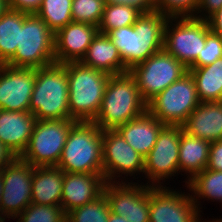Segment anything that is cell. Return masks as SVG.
<instances>
[{
	"mask_svg": "<svg viewBox=\"0 0 222 222\" xmlns=\"http://www.w3.org/2000/svg\"><path fill=\"white\" fill-rule=\"evenodd\" d=\"M168 18L158 11L143 13L133 25L111 30L107 34L118 48L128 71L163 50L164 29Z\"/></svg>",
	"mask_w": 222,
	"mask_h": 222,
	"instance_id": "6da1fadb",
	"label": "cell"
},
{
	"mask_svg": "<svg viewBox=\"0 0 222 222\" xmlns=\"http://www.w3.org/2000/svg\"><path fill=\"white\" fill-rule=\"evenodd\" d=\"M146 110L147 103L141 98L136 79L128 71L110 76L100 110L93 121L102 130L116 129Z\"/></svg>",
	"mask_w": 222,
	"mask_h": 222,
	"instance_id": "7a4b0ae2",
	"label": "cell"
},
{
	"mask_svg": "<svg viewBox=\"0 0 222 222\" xmlns=\"http://www.w3.org/2000/svg\"><path fill=\"white\" fill-rule=\"evenodd\" d=\"M103 130L94 121L71 127L57 167L70 173H103Z\"/></svg>",
	"mask_w": 222,
	"mask_h": 222,
	"instance_id": "3957f363",
	"label": "cell"
},
{
	"mask_svg": "<svg viewBox=\"0 0 222 222\" xmlns=\"http://www.w3.org/2000/svg\"><path fill=\"white\" fill-rule=\"evenodd\" d=\"M66 63L36 69L29 112L36 120L72 119L69 113Z\"/></svg>",
	"mask_w": 222,
	"mask_h": 222,
	"instance_id": "277c9868",
	"label": "cell"
},
{
	"mask_svg": "<svg viewBox=\"0 0 222 222\" xmlns=\"http://www.w3.org/2000/svg\"><path fill=\"white\" fill-rule=\"evenodd\" d=\"M66 70L70 117L76 121H93L100 110L111 75L81 62H67Z\"/></svg>",
	"mask_w": 222,
	"mask_h": 222,
	"instance_id": "5b68a950",
	"label": "cell"
},
{
	"mask_svg": "<svg viewBox=\"0 0 222 222\" xmlns=\"http://www.w3.org/2000/svg\"><path fill=\"white\" fill-rule=\"evenodd\" d=\"M55 33L36 14H28L20 28L15 55L6 63L12 67L42 68L55 63Z\"/></svg>",
	"mask_w": 222,
	"mask_h": 222,
	"instance_id": "8992f818",
	"label": "cell"
},
{
	"mask_svg": "<svg viewBox=\"0 0 222 222\" xmlns=\"http://www.w3.org/2000/svg\"><path fill=\"white\" fill-rule=\"evenodd\" d=\"M76 120H36L26 149L19 157L34 167L57 166Z\"/></svg>",
	"mask_w": 222,
	"mask_h": 222,
	"instance_id": "52a82bcc",
	"label": "cell"
},
{
	"mask_svg": "<svg viewBox=\"0 0 222 222\" xmlns=\"http://www.w3.org/2000/svg\"><path fill=\"white\" fill-rule=\"evenodd\" d=\"M201 103L188 72L147 103V110L164 125L182 126Z\"/></svg>",
	"mask_w": 222,
	"mask_h": 222,
	"instance_id": "ba28073f",
	"label": "cell"
},
{
	"mask_svg": "<svg viewBox=\"0 0 222 222\" xmlns=\"http://www.w3.org/2000/svg\"><path fill=\"white\" fill-rule=\"evenodd\" d=\"M210 32L207 20L169 17L164 29L163 49L188 68L204 48Z\"/></svg>",
	"mask_w": 222,
	"mask_h": 222,
	"instance_id": "9c48e42d",
	"label": "cell"
},
{
	"mask_svg": "<svg viewBox=\"0 0 222 222\" xmlns=\"http://www.w3.org/2000/svg\"><path fill=\"white\" fill-rule=\"evenodd\" d=\"M129 72L136 79L141 98L148 103L188 73V68L163 49L135 65Z\"/></svg>",
	"mask_w": 222,
	"mask_h": 222,
	"instance_id": "30bf717a",
	"label": "cell"
},
{
	"mask_svg": "<svg viewBox=\"0 0 222 222\" xmlns=\"http://www.w3.org/2000/svg\"><path fill=\"white\" fill-rule=\"evenodd\" d=\"M181 134L180 125H164L161 128L152 150L144 158L143 174L149 180L147 185L162 186L164 180L175 176L176 173L178 175Z\"/></svg>",
	"mask_w": 222,
	"mask_h": 222,
	"instance_id": "8fae6325",
	"label": "cell"
},
{
	"mask_svg": "<svg viewBox=\"0 0 222 222\" xmlns=\"http://www.w3.org/2000/svg\"><path fill=\"white\" fill-rule=\"evenodd\" d=\"M103 176L106 182H120L117 178L140 175L144 170V158L135 151L116 129L103 130ZM121 173V174H120ZM118 176H117V175Z\"/></svg>",
	"mask_w": 222,
	"mask_h": 222,
	"instance_id": "7c38bea8",
	"label": "cell"
},
{
	"mask_svg": "<svg viewBox=\"0 0 222 222\" xmlns=\"http://www.w3.org/2000/svg\"><path fill=\"white\" fill-rule=\"evenodd\" d=\"M127 183L124 180L106 182L103 193L108 201L110 212L125 217L129 222H149L152 185Z\"/></svg>",
	"mask_w": 222,
	"mask_h": 222,
	"instance_id": "4fadbf2b",
	"label": "cell"
},
{
	"mask_svg": "<svg viewBox=\"0 0 222 222\" xmlns=\"http://www.w3.org/2000/svg\"><path fill=\"white\" fill-rule=\"evenodd\" d=\"M33 170L34 166L19 157L2 169L1 215L16 219L32 203Z\"/></svg>",
	"mask_w": 222,
	"mask_h": 222,
	"instance_id": "5bb4252c",
	"label": "cell"
},
{
	"mask_svg": "<svg viewBox=\"0 0 222 222\" xmlns=\"http://www.w3.org/2000/svg\"><path fill=\"white\" fill-rule=\"evenodd\" d=\"M187 194L163 185L152 186L149 222H202L197 206Z\"/></svg>",
	"mask_w": 222,
	"mask_h": 222,
	"instance_id": "9a60e30c",
	"label": "cell"
},
{
	"mask_svg": "<svg viewBox=\"0 0 222 222\" xmlns=\"http://www.w3.org/2000/svg\"><path fill=\"white\" fill-rule=\"evenodd\" d=\"M36 79L35 68L0 65V109L29 111Z\"/></svg>",
	"mask_w": 222,
	"mask_h": 222,
	"instance_id": "2e32d148",
	"label": "cell"
},
{
	"mask_svg": "<svg viewBox=\"0 0 222 222\" xmlns=\"http://www.w3.org/2000/svg\"><path fill=\"white\" fill-rule=\"evenodd\" d=\"M98 27L81 22H70L55 33V63L80 62L86 55Z\"/></svg>",
	"mask_w": 222,
	"mask_h": 222,
	"instance_id": "e0dca14e",
	"label": "cell"
},
{
	"mask_svg": "<svg viewBox=\"0 0 222 222\" xmlns=\"http://www.w3.org/2000/svg\"><path fill=\"white\" fill-rule=\"evenodd\" d=\"M106 185L103 173L64 172L61 208L65 213L99 198Z\"/></svg>",
	"mask_w": 222,
	"mask_h": 222,
	"instance_id": "ac0fdd59",
	"label": "cell"
},
{
	"mask_svg": "<svg viewBox=\"0 0 222 222\" xmlns=\"http://www.w3.org/2000/svg\"><path fill=\"white\" fill-rule=\"evenodd\" d=\"M36 118L29 111L0 109V141L18 157L27 147Z\"/></svg>",
	"mask_w": 222,
	"mask_h": 222,
	"instance_id": "d6986e66",
	"label": "cell"
},
{
	"mask_svg": "<svg viewBox=\"0 0 222 222\" xmlns=\"http://www.w3.org/2000/svg\"><path fill=\"white\" fill-rule=\"evenodd\" d=\"M164 126L148 110L133 120L116 128L125 141L145 158L152 150L157 136Z\"/></svg>",
	"mask_w": 222,
	"mask_h": 222,
	"instance_id": "ffe728a7",
	"label": "cell"
},
{
	"mask_svg": "<svg viewBox=\"0 0 222 222\" xmlns=\"http://www.w3.org/2000/svg\"><path fill=\"white\" fill-rule=\"evenodd\" d=\"M190 135L210 143L222 140V106L219 102H201L182 125Z\"/></svg>",
	"mask_w": 222,
	"mask_h": 222,
	"instance_id": "44dd1931",
	"label": "cell"
},
{
	"mask_svg": "<svg viewBox=\"0 0 222 222\" xmlns=\"http://www.w3.org/2000/svg\"><path fill=\"white\" fill-rule=\"evenodd\" d=\"M80 62L87 67L100 70L109 75L128 72L122 62L118 48L106 34L99 32L92 39L86 55Z\"/></svg>",
	"mask_w": 222,
	"mask_h": 222,
	"instance_id": "7402d4cb",
	"label": "cell"
},
{
	"mask_svg": "<svg viewBox=\"0 0 222 222\" xmlns=\"http://www.w3.org/2000/svg\"><path fill=\"white\" fill-rule=\"evenodd\" d=\"M64 171L57 166L34 167L32 174V203L60 206Z\"/></svg>",
	"mask_w": 222,
	"mask_h": 222,
	"instance_id": "603a6c76",
	"label": "cell"
},
{
	"mask_svg": "<svg viewBox=\"0 0 222 222\" xmlns=\"http://www.w3.org/2000/svg\"><path fill=\"white\" fill-rule=\"evenodd\" d=\"M210 145L209 141L190 135L182 127L178 161L179 173L185 172L184 174L188 175L185 185L207 168Z\"/></svg>",
	"mask_w": 222,
	"mask_h": 222,
	"instance_id": "cb8c5ba5",
	"label": "cell"
},
{
	"mask_svg": "<svg viewBox=\"0 0 222 222\" xmlns=\"http://www.w3.org/2000/svg\"><path fill=\"white\" fill-rule=\"evenodd\" d=\"M201 102H219L222 98V58L202 67H188Z\"/></svg>",
	"mask_w": 222,
	"mask_h": 222,
	"instance_id": "d4e9b609",
	"label": "cell"
},
{
	"mask_svg": "<svg viewBox=\"0 0 222 222\" xmlns=\"http://www.w3.org/2000/svg\"><path fill=\"white\" fill-rule=\"evenodd\" d=\"M27 13L9 9L0 17V65L6 64L16 52L20 28Z\"/></svg>",
	"mask_w": 222,
	"mask_h": 222,
	"instance_id": "484cf974",
	"label": "cell"
},
{
	"mask_svg": "<svg viewBox=\"0 0 222 222\" xmlns=\"http://www.w3.org/2000/svg\"><path fill=\"white\" fill-rule=\"evenodd\" d=\"M187 188L192 193L191 198L199 212L200 199L218 201L222 203V171L205 169L196 174L189 182ZM194 194V195H193ZM200 198V199H199Z\"/></svg>",
	"mask_w": 222,
	"mask_h": 222,
	"instance_id": "4316f807",
	"label": "cell"
},
{
	"mask_svg": "<svg viewBox=\"0 0 222 222\" xmlns=\"http://www.w3.org/2000/svg\"><path fill=\"white\" fill-rule=\"evenodd\" d=\"M73 0H43L36 15L56 33L72 22Z\"/></svg>",
	"mask_w": 222,
	"mask_h": 222,
	"instance_id": "83f0119b",
	"label": "cell"
},
{
	"mask_svg": "<svg viewBox=\"0 0 222 222\" xmlns=\"http://www.w3.org/2000/svg\"><path fill=\"white\" fill-rule=\"evenodd\" d=\"M140 15L130 6L106 4L98 32L107 35L111 30L133 25Z\"/></svg>",
	"mask_w": 222,
	"mask_h": 222,
	"instance_id": "f1b7e54d",
	"label": "cell"
},
{
	"mask_svg": "<svg viewBox=\"0 0 222 222\" xmlns=\"http://www.w3.org/2000/svg\"><path fill=\"white\" fill-rule=\"evenodd\" d=\"M110 207L104 193L97 199L66 213V222H108Z\"/></svg>",
	"mask_w": 222,
	"mask_h": 222,
	"instance_id": "f546056e",
	"label": "cell"
},
{
	"mask_svg": "<svg viewBox=\"0 0 222 222\" xmlns=\"http://www.w3.org/2000/svg\"><path fill=\"white\" fill-rule=\"evenodd\" d=\"M105 0H73L72 21L99 26L105 9Z\"/></svg>",
	"mask_w": 222,
	"mask_h": 222,
	"instance_id": "4dcf8cb0",
	"label": "cell"
},
{
	"mask_svg": "<svg viewBox=\"0 0 222 222\" xmlns=\"http://www.w3.org/2000/svg\"><path fill=\"white\" fill-rule=\"evenodd\" d=\"M16 218L17 222H66V213L61 206L31 203Z\"/></svg>",
	"mask_w": 222,
	"mask_h": 222,
	"instance_id": "1f68e13d",
	"label": "cell"
},
{
	"mask_svg": "<svg viewBox=\"0 0 222 222\" xmlns=\"http://www.w3.org/2000/svg\"><path fill=\"white\" fill-rule=\"evenodd\" d=\"M156 11L167 17H195L200 0H154Z\"/></svg>",
	"mask_w": 222,
	"mask_h": 222,
	"instance_id": "d6a6232c",
	"label": "cell"
},
{
	"mask_svg": "<svg viewBox=\"0 0 222 222\" xmlns=\"http://www.w3.org/2000/svg\"><path fill=\"white\" fill-rule=\"evenodd\" d=\"M220 58H222V38L210 32L206 36L204 48L200 51L197 59L189 67L207 66Z\"/></svg>",
	"mask_w": 222,
	"mask_h": 222,
	"instance_id": "836d02e7",
	"label": "cell"
},
{
	"mask_svg": "<svg viewBox=\"0 0 222 222\" xmlns=\"http://www.w3.org/2000/svg\"><path fill=\"white\" fill-rule=\"evenodd\" d=\"M105 3L130 6L137 9L141 14L156 11L154 0H105Z\"/></svg>",
	"mask_w": 222,
	"mask_h": 222,
	"instance_id": "e575fe53",
	"label": "cell"
},
{
	"mask_svg": "<svg viewBox=\"0 0 222 222\" xmlns=\"http://www.w3.org/2000/svg\"><path fill=\"white\" fill-rule=\"evenodd\" d=\"M207 169L222 171V140L211 142Z\"/></svg>",
	"mask_w": 222,
	"mask_h": 222,
	"instance_id": "d590c367",
	"label": "cell"
},
{
	"mask_svg": "<svg viewBox=\"0 0 222 222\" xmlns=\"http://www.w3.org/2000/svg\"><path fill=\"white\" fill-rule=\"evenodd\" d=\"M43 0H8L9 8L27 14H36Z\"/></svg>",
	"mask_w": 222,
	"mask_h": 222,
	"instance_id": "8d00e7d4",
	"label": "cell"
},
{
	"mask_svg": "<svg viewBox=\"0 0 222 222\" xmlns=\"http://www.w3.org/2000/svg\"><path fill=\"white\" fill-rule=\"evenodd\" d=\"M222 7V0H200L195 18L207 20ZM205 11V12H204ZM202 12V13H201ZM200 13V15H198Z\"/></svg>",
	"mask_w": 222,
	"mask_h": 222,
	"instance_id": "74e56055",
	"label": "cell"
},
{
	"mask_svg": "<svg viewBox=\"0 0 222 222\" xmlns=\"http://www.w3.org/2000/svg\"><path fill=\"white\" fill-rule=\"evenodd\" d=\"M207 21L211 32L222 38V7L213 13Z\"/></svg>",
	"mask_w": 222,
	"mask_h": 222,
	"instance_id": "f35d334b",
	"label": "cell"
},
{
	"mask_svg": "<svg viewBox=\"0 0 222 222\" xmlns=\"http://www.w3.org/2000/svg\"><path fill=\"white\" fill-rule=\"evenodd\" d=\"M18 156L0 141V170L11 165Z\"/></svg>",
	"mask_w": 222,
	"mask_h": 222,
	"instance_id": "ab89813d",
	"label": "cell"
},
{
	"mask_svg": "<svg viewBox=\"0 0 222 222\" xmlns=\"http://www.w3.org/2000/svg\"><path fill=\"white\" fill-rule=\"evenodd\" d=\"M108 222H129V221L126 220L125 217H123V216H118V215L110 212Z\"/></svg>",
	"mask_w": 222,
	"mask_h": 222,
	"instance_id": "60d3db41",
	"label": "cell"
},
{
	"mask_svg": "<svg viewBox=\"0 0 222 222\" xmlns=\"http://www.w3.org/2000/svg\"><path fill=\"white\" fill-rule=\"evenodd\" d=\"M8 0H0V17L9 10Z\"/></svg>",
	"mask_w": 222,
	"mask_h": 222,
	"instance_id": "b9f144b4",
	"label": "cell"
},
{
	"mask_svg": "<svg viewBox=\"0 0 222 222\" xmlns=\"http://www.w3.org/2000/svg\"><path fill=\"white\" fill-rule=\"evenodd\" d=\"M3 192V178H2V170H0V201Z\"/></svg>",
	"mask_w": 222,
	"mask_h": 222,
	"instance_id": "7bdbcfd3",
	"label": "cell"
},
{
	"mask_svg": "<svg viewBox=\"0 0 222 222\" xmlns=\"http://www.w3.org/2000/svg\"><path fill=\"white\" fill-rule=\"evenodd\" d=\"M6 218H8V220H9L10 217L4 216V215H1V214H0V222H5V219H6Z\"/></svg>",
	"mask_w": 222,
	"mask_h": 222,
	"instance_id": "ee69618b",
	"label": "cell"
},
{
	"mask_svg": "<svg viewBox=\"0 0 222 222\" xmlns=\"http://www.w3.org/2000/svg\"><path fill=\"white\" fill-rule=\"evenodd\" d=\"M208 222H222V218H220V219H212V221H208Z\"/></svg>",
	"mask_w": 222,
	"mask_h": 222,
	"instance_id": "f6af8a7d",
	"label": "cell"
},
{
	"mask_svg": "<svg viewBox=\"0 0 222 222\" xmlns=\"http://www.w3.org/2000/svg\"><path fill=\"white\" fill-rule=\"evenodd\" d=\"M219 103L221 104V106H222V98L219 100Z\"/></svg>",
	"mask_w": 222,
	"mask_h": 222,
	"instance_id": "bcb514c9",
	"label": "cell"
}]
</instances>
